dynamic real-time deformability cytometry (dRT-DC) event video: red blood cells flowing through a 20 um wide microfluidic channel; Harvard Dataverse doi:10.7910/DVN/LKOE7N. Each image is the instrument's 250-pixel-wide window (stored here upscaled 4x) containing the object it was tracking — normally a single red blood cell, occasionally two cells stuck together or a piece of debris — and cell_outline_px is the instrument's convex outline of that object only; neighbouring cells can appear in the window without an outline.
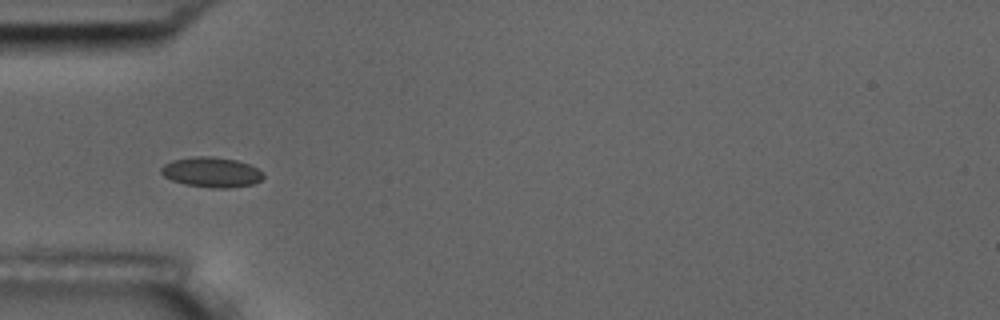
{"species": "common noctule bat (a hibernating species)", "species_latin": "Nyctalus noctula", "temperature_condition": "room temperature", "stored_images_in_passage": 11, "camera_frame_rate_fps": 3000, "um_per_image_px": 0.085, "animal": {"sex": "male", "body_mass_g": 17.5, "forearm_length_mm": 52.3}, "frame": {"image": 1, "passage_image": 7, "time_ms": 8.0, "image_size_px": [1000, 320], "cell_outline_px": [[264, 176], [260, 180], [252, 184], [228, 188], [212, 188], [184, 184], [172, 180], [164, 176], [160, 172], [160, 168], [164, 164], [172, 160], [196, 156], [212, 156], [236, 160], [248, 164], [264, 172]], "centroid_in_image_um": [17.96, 14.63], "position_along_channel_um": 67.0, "area_um2": 17.92}}
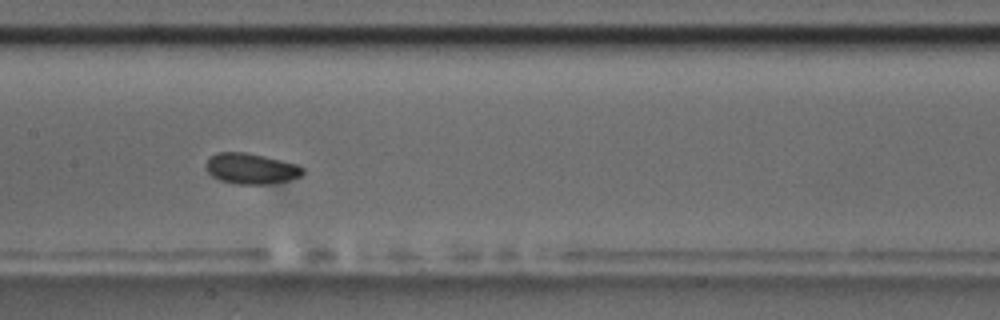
{"frame": {"image": 2, "passage_image": 10, "time_ms": 11.333, "image_size_px": [1000, 320], "cell_outline_px": [[304, 172], [300, 176], [268, 184], [236, 184], [220, 180], [212, 176], [204, 168], [204, 164], [216, 152], [244, 152], [264, 156], [296, 164], [304, 168]], "centroid_in_image_um": [21.28, 14.33], "position_along_channel_um": 186.1, "area_um2": 17.17}}
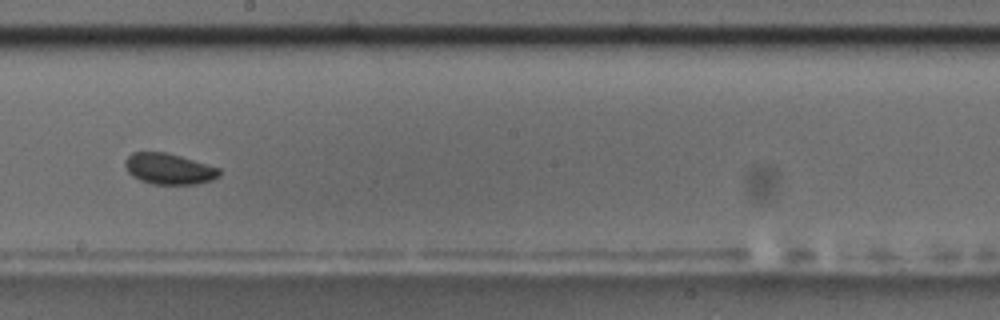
{"frame": {"image": 3, "passage_image": 11, "time_ms": 12.667, "image_size_px": [1000, 320], "cell_outline_px": [[220, 176], [212, 180], [196, 184], [152, 184], [140, 180], [132, 176], [128, 172], [124, 164], [124, 160], [132, 152], [168, 152], [220, 168]], "centroid_in_image_um": [14.35, 14.35], "position_along_channel_um": 233.8, "area_um2": 17.11}}